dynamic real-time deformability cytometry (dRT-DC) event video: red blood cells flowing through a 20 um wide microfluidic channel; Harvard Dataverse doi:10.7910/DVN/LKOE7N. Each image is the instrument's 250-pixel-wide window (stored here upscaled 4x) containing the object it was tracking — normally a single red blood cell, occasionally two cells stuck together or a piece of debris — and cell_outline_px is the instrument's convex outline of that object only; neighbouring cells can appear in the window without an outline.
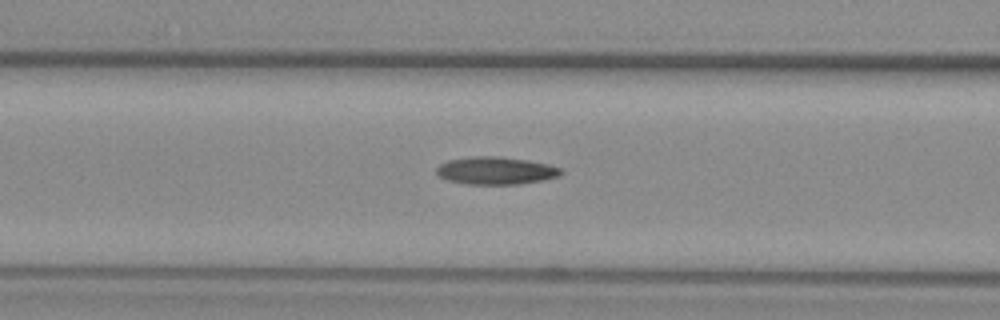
{"species": "common noctule bat (a hibernating species)", "species_latin": "Nyctalus noctula", "temperature_condition": "warm", "stored_images_in_passage": 53, "camera_frame_rate_fps": 3000, "um_per_image_px": 0.085, "animal": {"sex": "female", "body_mass_g": 29.2, "forearm_length_mm": 56.3}, "frame": {"image": 1, "passage_image": 21, "time_ms": 6.667, "image_size_px": [1000, 320], "cell_outline_px": [[564, 172], [560, 176], [544, 180], [516, 184], [464, 184], [448, 180], [440, 176], [436, 172], [436, 168], [440, 164], [448, 160], [472, 156], [500, 156], [528, 160], [548, 164], [560, 168]], "centroid_in_image_um": [42.16, 14.5], "position_along_channel_um": 124.4, "area_um2": 20.11}}
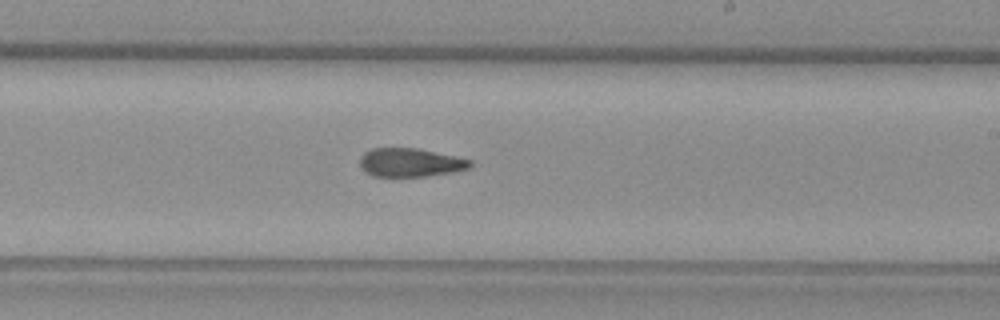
{"frame": {"image": 2, "passage_image": 31, "time_ms": 10.0, "image_size_px": [1000, 320], "cell_outline_px": [[472, 164], [468, 168], [452, 172], [424, 176], [372, 176], [364, 172], [360, 168], [360, 156], [364, 152], [372, 148], [416, 148], [456, 156], [472, 160]], "centroid_in_image_um": [34.83, 13.81], "position_along_channel_um": 254.2, "area_um2": 18.38}}
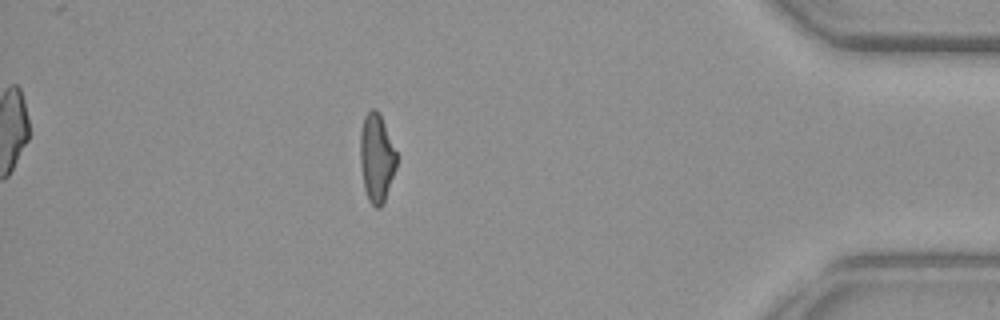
{"frame": {"image": 3, "passage_image": 46, "time_ms": 15.0, "image_size_px": [1000, 320], "cell_outline_px": [[396, 168], [384, 200], [380, 208], [376, 208], [368, 200], [364, 188], [360, 164], [360, 132], [364, 116], [372, 108], [376, 108], [380, 116], [396, 152]], "centroid_in_image_um": [31.98, 13.43], "position_along_channel_um": 403.2, "area_um2": 18.44}, "authors_computed_cell_mechanics": {"area_um2": 19.1896, "velocity_mm_per_s": 3.8977, "shape_relaxation_time_tau1_ms": null, "shape_relaxation_time_tau2_ms": 2.7123, "deformation_change_tau1": null, "deformation_change_tau2": 0.1068}}